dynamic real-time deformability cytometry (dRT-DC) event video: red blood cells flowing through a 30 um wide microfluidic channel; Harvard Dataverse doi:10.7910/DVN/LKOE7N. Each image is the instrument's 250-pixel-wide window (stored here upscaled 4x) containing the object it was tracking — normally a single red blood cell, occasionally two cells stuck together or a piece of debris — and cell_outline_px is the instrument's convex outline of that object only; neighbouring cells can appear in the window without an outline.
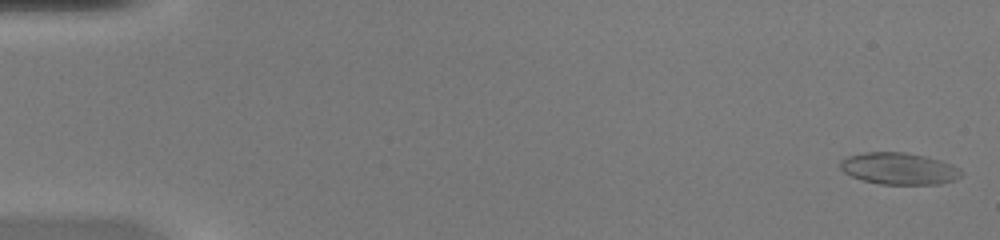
{"species": "common noctule bat (a hibernating species)", "species_latin": "Nyctalus noctula", "temperature_condition": "warm", "stored_images_in_passage": 50, "camera_frame_rate_fps": 3000, "um_per_image_px": 0.085, "animal": {"sex": "female", "body_mass_g": 20.0, "forearm_length_mm": 54.0}, "frame": {"image": 1, "passage_image": 1, "time_ms": 0.0, "image_size_px": [1000, 240], "cell_outline_px": [[964, 172], [956, 180], [940, 184], [880, 184], [864, 180], [852, 176], [844, 172], [840, 168], [840, 160], [848, 156], [864, 152], [904, 152], [924, 156], [940, 160], [952, 164], [960, 168]], "centroid_in_image_um": [76.44, 14.33], "position_along_channel_um": 8.6, "area_um2": 22.48}}
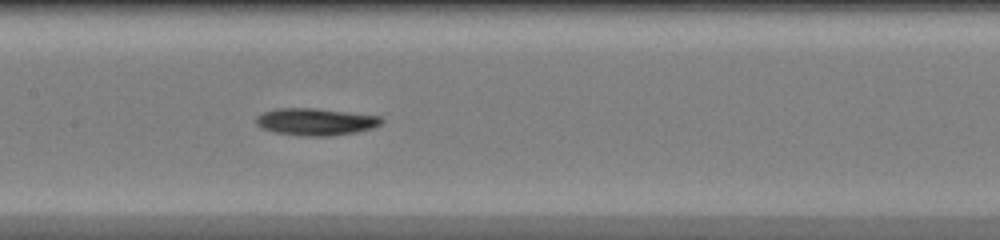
{"frame": {"image": 2, "passage_image": 25, "time_ms": 8.0, "image_size_px": [1000, 240], "cell_outline_px": [[384, 120], [380, 124], [372, 128], [356, 132], [328, 136], [304, 136], [272, 132], [260, 128], [256, 124], [256, 116], [264, 112], [276, 108], [316, 108], [380, 116]], "centroid_in_image_um": [26.79, 10.35], "position_along_channel_um": 180.6, "area_um2": 19.88}}
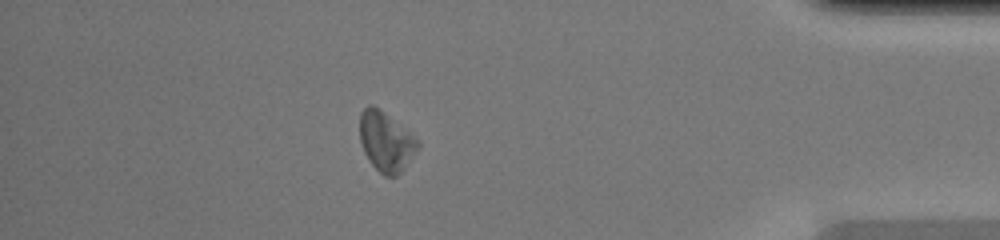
{"frame": {"image": 3, "passage_image": 44, "time_ms": 14.333, "image_size_px": [1000, 240], "cell_outline_px": [[420, 144], [416, 152], [404, 168], [396, 176], [384, 176], [368, 160], [364, 152], [360, 140], [360, 112], [368, 104], [372, 104], [384, 112], [420, 140]], "centroid_in_image_um": [32.81, 12.02], "position_along_channel_um": 402.4, "area_um2": 20.11}, "authors_computed_cell_mechanics": {"area_um2": 20.0855, "velocity_mm_per_s": 4.101, "shape_relaxation_time_tau1_ms": 1.0971, "shape_relaxation_time_tau2_ms": null, "deformation_change_tau1": 0.1232, "deformation_change_tau2": null}}